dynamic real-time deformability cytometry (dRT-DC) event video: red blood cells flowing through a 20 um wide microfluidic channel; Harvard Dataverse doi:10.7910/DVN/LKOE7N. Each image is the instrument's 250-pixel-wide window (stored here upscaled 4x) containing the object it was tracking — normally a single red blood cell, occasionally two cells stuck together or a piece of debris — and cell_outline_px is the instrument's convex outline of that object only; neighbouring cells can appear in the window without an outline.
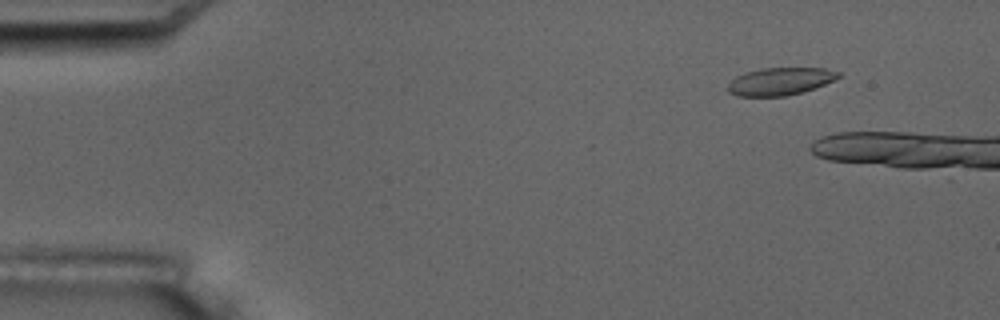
{"species": "common noctule bat (a hibernating species)", "species_latin": "Nyctalus noctula", "temperature_condition": "room temperature", "stored_images_in_passage": 4, "camera_frame_rate_fps": 3000, "um_per_image_px": 0.085, "animal": {"sex": "male", "body_mass_g": 17.5, "forearm_length_mm": 52.3}, "frame": {"image": 1, "passage_image": 2, "time_ms": 1.0, "image_size_px": [1000, 320], "cell_outline_px": [[840, 76], [816, 88], [784, 96], [736, 96], [728, 92], [728, 84], [736, 76], [760, 68], [824, 68], [840, 72]], "centroid_in_image_um": [66.29, 6.91], "position_along_channel_um": 18.7, "area_um2": 17.57}}